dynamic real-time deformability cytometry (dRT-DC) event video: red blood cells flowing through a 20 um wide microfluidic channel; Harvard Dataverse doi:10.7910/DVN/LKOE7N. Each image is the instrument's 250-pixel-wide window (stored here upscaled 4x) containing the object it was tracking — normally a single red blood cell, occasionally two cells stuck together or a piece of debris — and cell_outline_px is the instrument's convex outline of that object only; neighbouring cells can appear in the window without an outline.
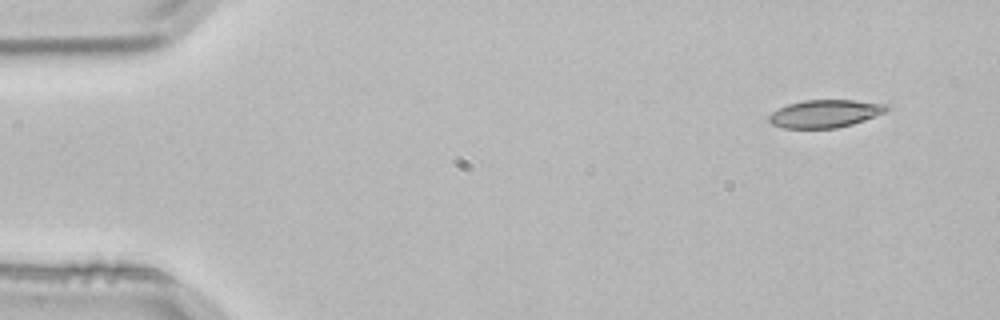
{"species": "common noctule bat (a hibernating species)", "species_latin": "Nyctalus noctula", "temperature_condition": "room temperature", "stored_images_in_passage": 4, "camera_frame_rate_fps": 3000, "um_per_image_px": 0.085, "animal": {"sex": "male", "body_mass_g": 21.5, "forearm_length_mm": 52.0}, "frame": {"image": 1, "passage_image": 1, "time_ms": 0.0, "image_size_px": [1000, 320], "cell_outline_px": [[892, 108], [884, 112], [864, 120], [852, 124], [836, 128], [784, 128], [772, 124], [768, 120], [768, 116], [772, 112], [788, 104], [804, 100], [852, 100], [888, 104]], "centroid_in_image_um": [70.14, 9.65], "position_along_channel_um": 14.9, "area_um2": 18.96}}
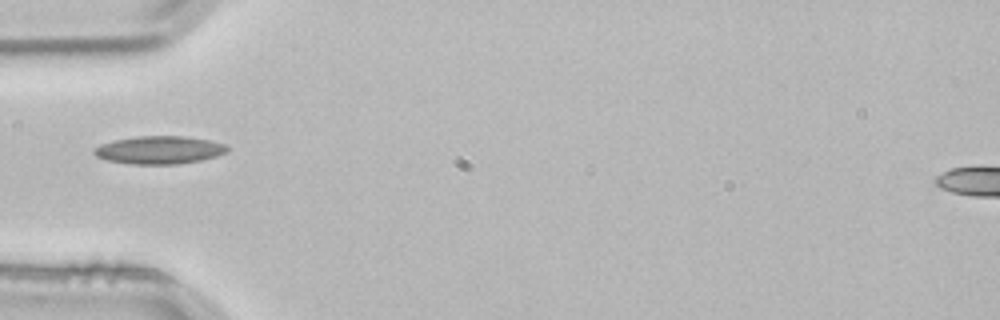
{"frame": {"image": 2, "passage_image": 4, "time_ms": 1.0, "image_size_px": [1000, 320], "cell_outline_px": [[228, 152], [216, 156], [200, 160], [180, 164], [128, 164], [108, 160], [96, 156], [92, 152], [92, 148], [100, 144], [112, 140], [136, 136], [184, 136], [208, 140], [224, 144], [228, 148]], "centroid_in_image_um": [13.49, 12.75], "position_along_channel_um": 71.5, "area_um2": 21.79}}